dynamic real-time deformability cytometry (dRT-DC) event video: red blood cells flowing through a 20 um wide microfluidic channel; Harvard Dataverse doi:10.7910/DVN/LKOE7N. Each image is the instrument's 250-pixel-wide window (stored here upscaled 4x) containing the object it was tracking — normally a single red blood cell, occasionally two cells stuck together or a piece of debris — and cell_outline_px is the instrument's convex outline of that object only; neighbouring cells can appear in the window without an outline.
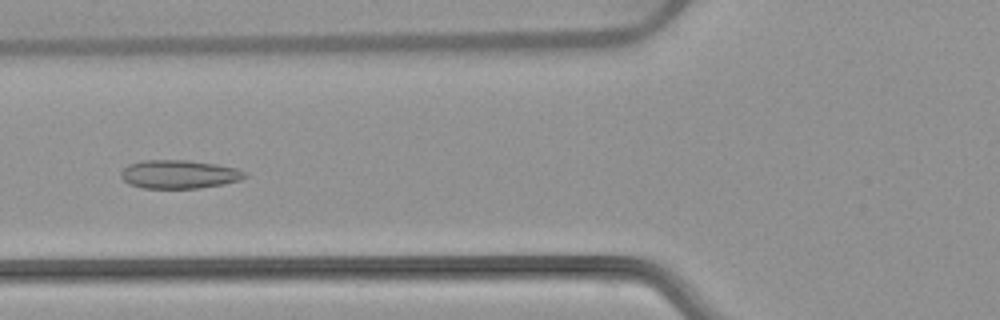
{"species": "common noctule bat (a hibernating species)", "species_latin": "Nyctalus noctula", "temperature_condition": "warm", "stored_images_in_passage": 40, "camera_frame_rate_fps": 3000, "um_per_image_px": 0.085, "animal": {"sex": "female", "body_mass_g": 22.7, "forearm_length_mm": 54.2}, "frame": {"image": 1, "passage_image": 20, "time_ms": 6.333, "image_size_px": [1000, 320], "cell_outline_px": [[248, 176], [240, 180], [224, 184], [200, 188], [144, 188], [128, 184], [120, 176], [120, 172], [128, 164], [140, 160], [188, 160], [216, 164], [236, 168], [244, 172]], "centroid_in_image_um": [15.2, 14.81], "position_along_channel_um": 110.6, "area_um2": 20.69}}
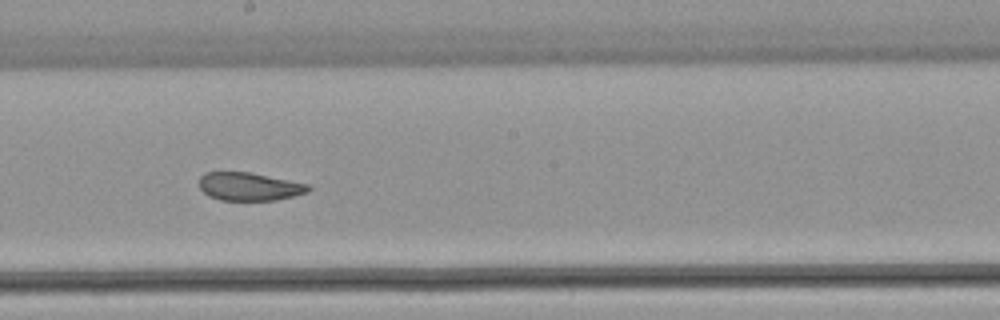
{"frame": {"image": 2, "passage_image": 29, "time_ms": 9.333, "image_size_px": [1000, 320], "cell_outline_px": [[312, 188], [308, 192], [276, 200], [220, 200], [208, 196], [200, 188], [200, 176], [204, 172], [252, 172], [308, 184]], "centroid_in_image_um": [21.18, 15.85], "position_along_channel_um": 227.0, "area_um2": 17.92}}
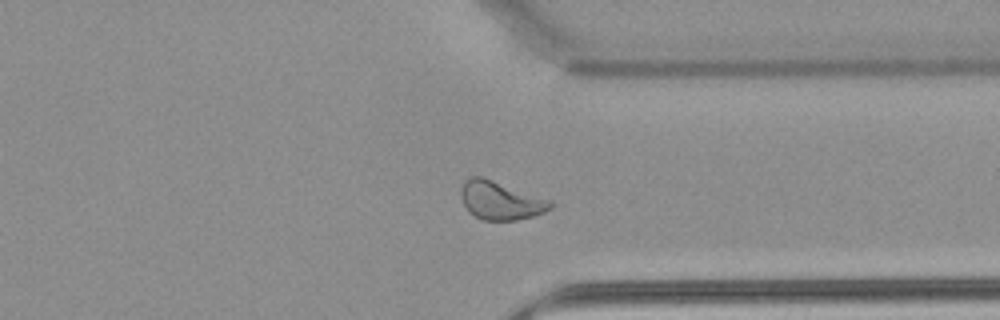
{"frame": {"image": 3, "passage_image": 40, "time_ms": 13.0, "image_size_px": [1000, 320], "cell_outline_px": [[552, 208], [544, 212], [532, 216], [516, 220], [480, 220], [468, 212], [460, 196], [460, 188], [464, 180], [472, 176], [484, 176], [552, 200]], "centroid_in_image_um": [42.52, 17.02], "position_along_channel_um": 368.9, "area_um2": 20.4}, "authors_computed_cell_mechanics": {"area_um2": 20.5479, "velocity_mm_per_s": 3.8852, "shape_relaxation_time_tau1_ms": null, "shape_relaxation_time_tau2_ms": 1.2082, "deformation_change_tau1": null, "deformation_change_tau2": 0.0549}}